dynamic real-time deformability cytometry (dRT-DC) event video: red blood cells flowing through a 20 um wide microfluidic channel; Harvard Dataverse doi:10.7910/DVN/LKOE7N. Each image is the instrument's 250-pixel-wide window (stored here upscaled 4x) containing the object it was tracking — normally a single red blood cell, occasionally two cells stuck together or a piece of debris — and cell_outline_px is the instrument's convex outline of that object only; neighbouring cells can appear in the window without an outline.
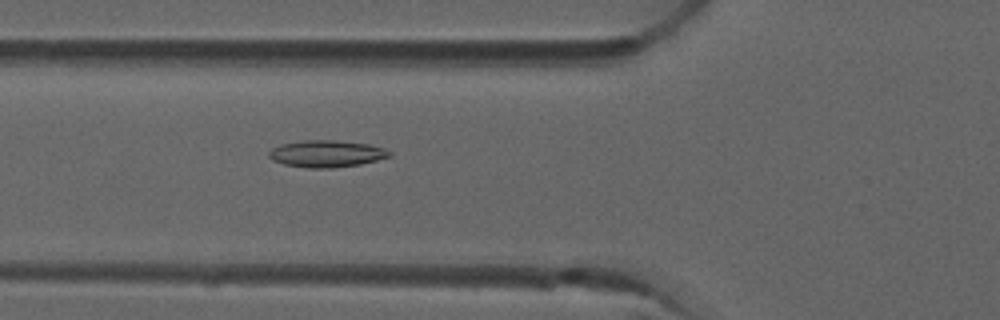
{"species": "common noctule bat (a hibernating species)", "species_latin": "Nyctalus noctula", "temperature_condition": "room temperature", "stored_images_in_passage": 2, "camera_frame_rate_fps": 3000, "um_per_image_px": 0.085, "animal": {"sex": "male", "forearm_length_mm": 52.5}, "frame": {"image": 1, "passage_image": 2, "time_ms": 0.333, "image_size_px": [1000, 320], "cell_outline_px": [[392, 156], [360, 164], [332, 168], [308, 168], [284, 164], [272, 160], [268, 156], [268, 152], [272, 148], [280, 144], [304, 140], [336, 140], [368, 144], [384, 148], [392, 152]], "centroid_in_image_um": [27.74, 13.06], "position_along_channel_um": 98.1, "area_um2": 18.96}}